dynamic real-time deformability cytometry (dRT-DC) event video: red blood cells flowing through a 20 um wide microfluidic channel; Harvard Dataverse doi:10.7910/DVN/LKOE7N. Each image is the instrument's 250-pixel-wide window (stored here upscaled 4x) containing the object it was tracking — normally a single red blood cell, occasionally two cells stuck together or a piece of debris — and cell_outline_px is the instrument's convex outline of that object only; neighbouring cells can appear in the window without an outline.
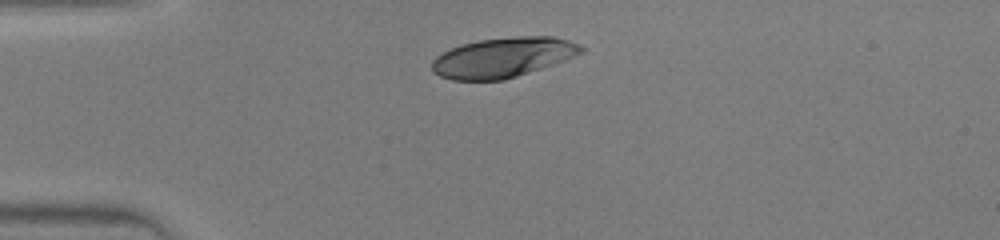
{"species": "human", "species_latin": "Homo sapiens", "temperature_condition": "warm", "stored_images_in_passage": 27, "camera_frame_rate_fps": 3000, "um_per_image_px": 0.085, "donor": {"sex": "male"}, "frame": {"image": 1, "passage_image": 1, "time_ms": 0.0, "image_size_px": [1000, 240], "cell_outline_px": [[584, 52], [564, 60], [504, 80], [452, 80], [440, 76], [432, 72], [432, 60], [436, 56], [460, 44], [480, 40], [520, 36], [552, 36], [568, 40], [584, 48]], "centroid_in_image_um": [42.71, 4.88], "position_along_channel_um": 42.3, "area_um2": 34.33}}
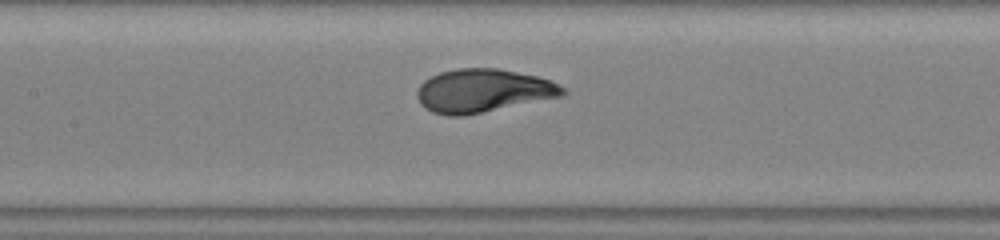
{"frame": {"image": 2, "passage_image": 11, "time_ms": 3.333, "image_size_px": [1000, 240], "cell_outline_px": [[568, 92], [564, 96], [464, 116], [448, 116], [432, 112], [424, 108], [420, 104], [416, 96], [416, 92], [420, 84], [424, 80], [440, 72], [456, 68], [496, 68], [536, 76], [548, 80], [568, 88]], "centroid_in_image_um": [41.06, 7.72], "position_along_channel_um": 166.3, "area_um2": 37.05}}
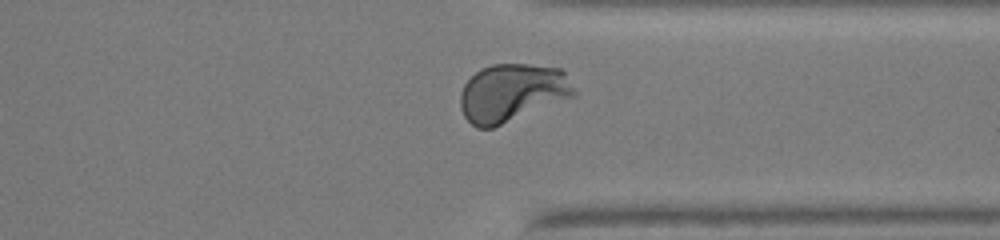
{"frame": {"image": 3, "passage_image": 24, "time_ms": 7.667, "image_size_px": [1000, 240], "cell_outline_px": [[576, 96], [492, 128], [476, 128], [464, 116], [460, 108], [460, 92], [464, 84], [480, 68], [492, 64], [528, 64], [560, 68], [564, 72], [576, 92]], "centroid_in_image_um": [43.51, 7.88], "position_along_channel_um": 367.9, "area_um2": 38.49}}